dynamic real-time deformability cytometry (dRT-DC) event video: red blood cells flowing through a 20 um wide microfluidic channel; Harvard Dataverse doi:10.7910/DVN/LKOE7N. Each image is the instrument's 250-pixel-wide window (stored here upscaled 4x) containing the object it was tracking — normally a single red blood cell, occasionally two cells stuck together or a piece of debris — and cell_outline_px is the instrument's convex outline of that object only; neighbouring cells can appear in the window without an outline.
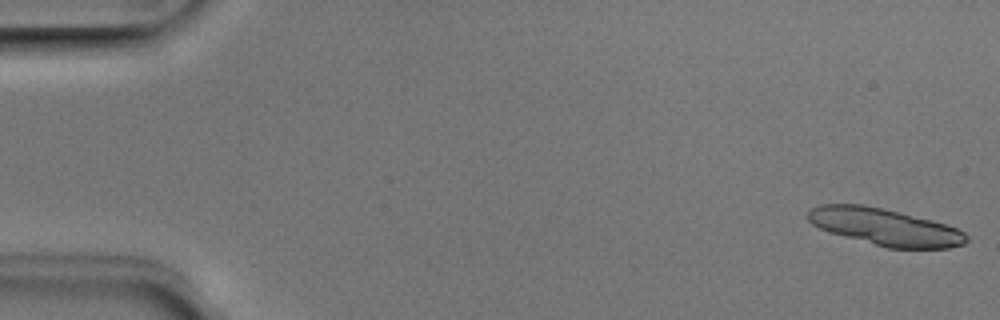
{"species": "Egyptian fruit bat (a non-hibernating species)", "species_latin": "Rousettus aegyptiacus", "temperature_condition": "room temperature", "stored_images_in_passage": 14, "camera_frame_rate_fps": 3000, "um_per_image_px": 0.085, "animal": {"sex": "male"}, "frame": {"image": 1, "passage_image": 1, "time_ms": 0.0, "image_size_px": [1000, 320], "cell_outline_px": [[968, 240], [964, 244], [948, 248], [888, 248], [828, 232], [812, 224], [808, 220], [808, 212], [812, 208], [820, 204], [864, 204], [900, 212], [932, 220], [956, 228], [964, 232], [968, 236]], "centroid_in_image_um": [75.21, 19.29], "position_along_channel_um": 9.8, "area_um2": 33.99}}